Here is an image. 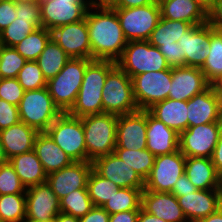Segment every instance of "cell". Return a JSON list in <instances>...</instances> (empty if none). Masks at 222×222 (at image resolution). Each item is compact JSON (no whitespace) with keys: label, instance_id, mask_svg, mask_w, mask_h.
Masks as SVG:
<instances>
[{"label":"cell","instance_id":"24","mask_svg":"<svg viewBox=\"0 0 222 222\" xmlns=\"http://www.w3.org/2000/svg\"><path fill=\"white\" fill-rule=\"evenodd\" d=\"M148 149L155 157L167 155L179 150V134L147 111L146 129Z\"/></svg>","mask_w":222,"mask_h":222},{"label":"cell","instance_id":"20","mask_svg":"<svg viewBox=\"0 0 222 222\" xmlns=\"http://www.w3.org/2000/svg\"><path fill=\"white\" fill-rule=\"evenodd\" d=\"M93 169L102 177L111 180L121 188H144V181L115 153L96 158Z\"/></svg>","mask_w":222,"mask_h":222},{"label":"cell","instance_id":"46","mask_svg":"<svg viewBox=\"0 0 222 222\" xmlns=\"http://www.w3.org/2000/svg\"><path fill=\"white\" fill-rule=\"evenodd\" d=\"M17 18L30 19V23H38L42 27L40 3H17Z\"/></svg>","mask_w":222,"mask_h":222},{"label":"cell","instance_id":"39","mask_svg":"<svg viewBox=\"0 0 222 222\" xmlns=\"http://www.w3.org/2000/svg\"><path fill=\"white\" fill-rule=\"evenodd\" d=\"M39 27L38 23H30V19L16 18L0 32V43L2 46L14 47Z\"/></svg>","mask_w":222,"mask_h":222},{"label":"cell","instance_id":"12","mask_svg":"<svg viewBox=\"0 0 222 222\" xmlns=\"http://www.w3.org/2000/svg\"><path fill=\"white\" fill-rule=\"evenodd\" d=\"M221 128L222 122L188 127L179 135V150L185 157L211 158Z\"/></svg>","mask_w":222,"mask_h":222},{"label":"cell","instance_id":"15","mask_svg":"<svg viewBox=\"0 0 222 222\" xmlns=\"http://www.w3.org/2000/svg\"><path fill=\"white\" fill-rule=\"evenodd\" d=\"M51 39L64 50L70 58L91 59V45L85 18L51 30Z\"/></svg>","mask_w":222,"mask_h":222},{"label":"cell","instance_id":"59","mask_svg":"<svg viewBox=\"0 0 222 222\" xmlns=\"http://www.w3.org/2000/svg\"><path fill=\"white\" fill-rule=\"evenodd\" d=\"M213 86L222 100V77L217 82H215Z\"/></svg>","mask_w":222,"mask_h":222},{"label":"cell","instance_id":"62","mask_svg":"<svg viewBox=\"0 0 222 222\" xmlns=\"http://www.w3.org/2000/svg\"><path fill=\"white\" fill-rule=\"evenodd\" d=\"M113 0H100V5L102 4H110Z\"/></svg>","mask_w":222,"mask_h":222},{"label":"cell","instance_id":"56","mask_svg":"<svg viewBox=\"0 0 222 222\" xmlns=\"http://www.w3.org/2000/svg\"><path fill=\"white\" fill-rule=\"evenodd\" d=\"M56 222H79V218L60 212L56 216Z\"/></svg>","mask_w":222,"mask_h":222},{"label":"cell","instance_id":"58","mask_svg":"<svg viewBox=\"0 0 222 222\" xmlns=\"http://www.w3.org/2000/svg\"><path fill=\"white\" fill-rule=\"evenodd\" d=\"M8 162H9V159L6 156L4 147L2 146L1 141H0V165L6 164Z\"/></svg>","mask_w":222,"mask_h":222},{"label":"cell","instance_id":"2","mask_svg":"<svg viewBox=\"0 0 222 222\" xmlns=\"http://www.w3.org/2000/svg\"><path fill=\"white\" fill-rule=\"evenodd\" d=\"M199 26L161 17L147 41L159 49L170 68L188 66L189 37Z\"/></svg>","mask_w":222,"mask_h":222},{"label":"cell","instance_id":"6","mask_svg":"<svg viewBox=\"0 0 222 222\" xmlns=\"http://www.w3.org/2000/svg\"><path fill=\"white\" fill-rule=\"evenodd\" d=\"M116 65L131 79L146 72L170 69L166 58L147 40L128 41Z\"/></svg>","mask_w":222,"mask_h":222},{"label":"cell","instance_id":"57","mask_svg":"<svg viewBox=\"0 0 222 222\" xmlns=\"http://www.w3.org/2000/svg\"><path fill=\"white\" fill-rule=\"evenodd\" d=\"M199 5H201L207 12H209L215 3V0H194Z\"/></svg>","mask_w":222,"mask_h":222},{"label":"cell","instance_id":"16","mask_svg":"<svg viewBox=\"0 0 222 222\" xmlns=\"http://www.w3.org/2000/svg\"><path fill=\"white\" fill-rule=\"evenodd\" d=\"M147 110H138L117 118L116 147L145 150L147 145Z\"/></svg>","mask_w":222,"mask_h":222},{"label":"cell","instance_id":"32","mask_svg":"<svg viewBox=\"0 0 222 222\" xmlns=\"http://www.w3.org/2000/svg\"><path fill=\"white\" fill-rule=\"evenodd\" d=\"M70 59L67 53L55 41L50 39L36 62L48 81L59 74Z\"/></svg>","mask_w":222,"mask_h":222},{"label":"cell","instance_id":"48","mask_svg":"<svg viewBox=\"0 0 222 222\" xmlns=\"http://www.w3.org/2000/svg\"><path fill=\"white\" fill-rule=\"evenodd\" d=\"M197 190H198L197 187L193 185V183L184 173L178 178L170 193H172L176 197H179V196H184L185 194L188 193H194Z\"/></svg>","mask_w":222,"mask_h":222},{"label":"cell","instance_id":"41","mask_svg":"<svg viewBox=\"0 0 222 222\" xmlns=\"http://www.w3.org/2000/svg\"><path fill=\"white\" fill-rule=\"evenodd\" d=\"M27 60L13 47L0 46V79L16 78Z\"/></svg>","mask_w":222,"mask_h":222},{"label":"cell","instance_id":"26","mask_svg":"<svg viewBox=\"0 0 222 222\" xmlns=\"http://www.w3.org/2000/svg\"><path fill=\"white\" fill-rule=\"evenodd\" d=\"M39 132L19 122L0 131V141L8 159L33 150L34 140Z\"/></svg>","mask_w":222,"mask_h":222},{"label":"cell","instance_id":"1","mask_svg":"<svg viewBox=\"0 0 222 222\" xmlns=\"http://www.w3.org/2000/svg\"><path fill=\"white\" fill-rule=\"evenodd\" d=\"M90 5L102 8L100 14L86 12L85 15L91 45V60L116 62L128 42L124 37L116 11L109 4L100 5L92 2Z\"/></svg>","mask_w":222,"mask_h":222},{"label":"cell","instance_id":"18","mask_svg":"<svg viewBox=\"0 0 222 222\" xmlns=\"http://www.w3.org/2000/svg\"><path fill=\"white\" fill-rule=\"evenodd\" d=\"M188 127L222 122V100L211 85L187 101Z\"/></svg>","mask_w":222,"mask_h":222},{"label":"cell","instance_id":"27","mask_svg":"<svg viewBox=\"0 0 222 222\" xmlns=\"http://www.w3.org/2000/svg\"><path fill=\"white\" fill-rule=\"evenodd\" d=\"M38 159L47 175L70 166L73 160L52 140L46 132H39L34 140Z\"/></svg>","mask_w":222,"mask_h":222},{"label":"cell","instance_id":"29","mask_svg":"<svg viewBox=\"0 0 222 222\" xmlns=\"http://www.w3.org/2000/svg\"><path fill=\"white\" fill-rule=\"evenodd\" d=\"M147 111L179 135L188 128L187 101L167 98L156 103Z\"/></svg>","mask_w":222,"mask_h":222},{"label":"cell","instance_id":"52","mask_svg":"<svg viewBox=\"0 0 222 222\" xmlns=\"http://www.w3.org/2000/svg\"><path fill=\"white\" fill-rule=\"evenodd\" d=\"M139 210H129L110 215L109 222H137Z\"/></svg>","mask_w":222,"mask_h":222},{"label":"cell","instance_id":"14","mask_svg":"<svg viewBox=\"0 0 222 222\" xmlns=\"http://www.w3.org/2000/svg\"><path fill=\"white\" fill-rule=\"evenodd\" d=\"M87 12L83 0H41L40 15L42 27L49 31L81 21Z\"/></svg>","mask_w":222,"mask_h":222},{"label":"cell","instance_id":"4","mask_svg":"<svg viewBox=\"0 0 222 222\" xmlns=\"http://www.w3.org/2000/svg\"><path fill=\"white\" fill-rule=\"evenodd\" d=\"M83 123L87 162L114 153L118 115L110 113L80 117Z\"/></svg>","mask_w":222,"mask_h":222},{"label":"cell","instance_id":"11","mask_svg":"<svg viewBox=\"0 0 222 222\" xmlns=\"http://www.w3.org/2000/svg\"><path fill=\"white\" fill-rule=\"evenodd\" d=\"M172 68L146 72L132 78L133 96L139 110H148L156 103L169 98Z\"/></svg>","mask_w":222,"mask_h":222},{"label":"cell","instance_id":"53","mask_svg":"<svg viewBox=\"0 0 222 222\" xmlns=\"http://www.w3.org/2000/svg\"><path fill=\"white\" fill-rule=\"evenodd\" d=\"M211 161L217 172L222 176V128L219 134L217 145L215 146L211 156Z\"/></svg>","mask_w":222,"mask_h":222},{"label":"cell","instance_id":"40","mask_svg":"<svg viewBox=\"0 0 222 222\" xmlns=\"http://www.w3.org/2000/svg\"><path fill=\"white\" fill-rule=\"evenodd\" d=\"M26 217V198L22 194L0 195V219L3 222H20Z\"/></svg>","mask_w":222,"mask_h":222},{"label":"cell","instance_id":"36","mask_svg":"<svg viewBox=\"0 0 222 222\" xmlns=\"http://www.w3.org/2000/svg\"><path fill=\"white\" fill-rule=\"evenodd\" d=\"M114 153L145 181L154 165L155 156L148 150H130L124 148H115Z\"/></svg>","mask_w":222,"mask_h":222},{"label":"cell","instance_id":"37","mask_svg":"<svg viewBox=\"0 0 222 222\" xmlns=\"http://www.w3.org/2000/svg\"><path fill=\"white\" fill-rule=\"evenodd\" d=\"M120 187L100 176L94 169L89 174L87 189L94 206L102 207Z\"/></svg>","mask_w":222,"mask_h":222},{"label":"cell","instance_id":"21","mask_svg":"<svg viewBox=\"0 0 222 222\" xmlns=\"http://www.w3.org/2000/svg\"><path fill=\"white\" fill-rule=\"evenodd\" d=\"M169 98L176 101H188L193 96L207 90L211 84L197 67H173Z\"/></svg>","mask_w":222,"mask_h":222},{"label":"cell","instance_id":"49","mask_svg":"<svg viewBox=\"0 0 222 222\" xmlns=\"http://www.w3.org/2000/svg\"><path fill=\"white\" fill-rule=\"evenodd\" d=\"M110 214L103 208L93 206V208L83 217L79 218V222H109Z\"/></svg>","mask_w":222,"mask_h":222},{"label":"cell","instance_id":"63","mask_svg":"<svg viewBox=\"0 0 222 222\" xmlns=\"http://www.w3.org/2000/svg\"><path fill=\"white\" fill-rule=\"evenodd\" d=\"M220 189H221V192H222V176H221V188Z\"/></svg>","mask_w":222,"mask_h":222},{"label":"cell","instance_id":"5","mask_svg":"<svg viewBox=\"0 0 222 222\" xmlns=\"http://www.w3.org/2000/svg\"><path fill=\"white\" fill-rule=\"evenodd\" d=\"M91 61L85 58H71L59 74L47 81L48 92L62 113H67L74 105L85 69Z\"/></svg>","mask_w":222,"mask_h":222},{"label":"cell","instance_id":"17","mask_svg":"<svg viewBox=\"0 0 222 222\" xmlns=\"http://www.w3.org/2000/svg\"><path fill=\"white\" fill-rule=\"evenodd\" d=\"M92 169V162H73L70 166L47 175L46 182L60 200L74 190L87 189Z\"/></svg>","mask_w":222,"mask_h":222},{"label":"cell","instance_id":"3","mask_svg":"<svg viewBox=\"0 0 222 222\" xmlns=\"http://www.w3.org/2000/svg\"><path fill=\"white\" fill-rule=\"evenodd\" d=\"M116 66L110 60H92L85 69L76 101L67 112L74 117L103 113L102 93L108 73Z\"/></svg>","mask_w":222,"mask_h":222},{"label":"cell","instance_id":"9","mask_svg":"<svg viewBox=\"0 0 222 222\" xmlns=\"http://www.w3.org/2000/svg\"><path fill=\"white\" fill-rule=\"evenodd\" d=\"M103 113L115 115L138 111L132 79L117 65L108 73L102 93Z\"/></svg>","mask_w":222,"mask_h":222},{"label":"cell","instance_id":"43","mask_svg":"<svg viewBox=\"0 0 222 222\" xmlns=\"http://www.w3.org/2000/svg\"><path fill=\"white\" fill-rule=\"evenodd\" d=\"M25 186L8 162L0 165V195L21 194Z\"/></svg>","mask_w":222,"mask_h":222},{"label":"cell","instance_id":"50","mask_svg":"<svg viewBox=\"0 0 222 222\" xmlns=\"http://www.w3.org/2000/svg\"><path fill=\"white\" fill-rule=\"evenodd\" d=\"M208 23L218 31H222V0H215L213 8L208 12Z\"/></svg>","mask_w":222,"mask_h":222},{"label":"cell","instance_id":"13","mask_svg":"<svg viewBox=\"0 0 222 222\" xmlns=\"http://www.w3.org/2000/svg\"><path fill=\"white\" fill-rule=\"evenodd\" d=\"M185 159V155L180 150L155 157L153 168L144 181V189L171 192L178 178L184 174Z\"/></svg>","mask_w":222,"mask_h":222},{"label":"cell","instance_id":"35","mask_svg":"<svg viewBox=\"0 0 222 222\" xmlns=\"http://www.w3.org/2000/svg\"><path fill=\"white\" fill-rule=\"evenodd\" d=\"M51 39V31L39 27L13 48L27 61H36Z\"/></svg>","mask_w":222,"mask_h":222},{"label":"cell","instance_id":"45","mask_svg":"<svg viewBox=\"0 0 222 222\" xmlns=\"http://www.w3.org/2000/svg\"><path fill=\"white\" fill-rule=\"evenodd\" d=\"M19 122L18 106L0 99V131Z\"/></svg>","mask_w":222,"mask_h":222},{"label":"cell","instance_id":"47","mask_svg":"<svg viewBox=\"0 0 222 222\" xmlns=\"http://www.w3.org/2000/svg\"><path fill=\"white\" fill-rule=\"evenodd\" d=\"M16 18V3L13 0H0V32Z\"/></svg>","mask_w":222,"mask_h":222},{"label":"cell","instance_id":"19","mask_svg":"<svg viewBox=\"0 0 222 222\" xmlns=\"http://www.w3.org/2000/svg\"><path fill=\"white\" fill-rule=\"evenodd\" d=\"M26 196L27 220L46 221L61 212L59 198L47 182L30 187Z\"/></svg>","mask_w":222,"mask_h":222},{"label":"cell","instance_id":"10","mask_svg":"<svg viewBox=\"0 0 222 222\" xmlns=\"http://www.w3.org/2000/svg\"><path fill=\"white\" fill-rule=\"evenodd\" d=\"M113 9L116 11L127 41L148 40L161 18L158 0L145 6Z\"/></svg>","mask_w":222,"mask_h":222},{"label":"cell","instance_id":"22","mask_svg":"<svg viewBox=\"0 0 222 222\" xmlns=\"http://www.w3.org/2000/svg\"><path fill=\"white\" fill-rule=\"evenodd\" d=\"M212 190H214V195L209 193V190L198 189L194 193L176 197L185 217L190 218V222H197L216 212L222 206L221 189Z\"/></svg>","mask_w":222,"mask_h":222},{"label":"cell","instance_id":"30","mask_svg":"<svg viewBox=\"0 0 222 222\" xmlns=\"http://www.w3.org/2000/svg\"><path fill=\"white\" fill-rule=\"evenodd\" d=\"M9 163L24 186L30 188L47 180V174L34 150L13 156Z\"/></svg>","mask_w":222,"mask_h":222},{"label":"cell","instance_id":"54","mask_svg":"<svg viewBox=\"0 0 222 222\" xmlns=\"http://www.w3.org/2000/svg\"><path fill=\"white\" fill-rule=\"evenodd\" d=\"M137 222H166V221L154 215H151L146 211H144L142 208H140Z\"/></svg>","mask_w":222,"mask_h":222},{"label":"cell","instance_id":"8","mask_svg":"<svg viewBox=\"0 0 222 222\" xmlns=\"http://www.w3.org/2000/svg\"><path fill=\"white\" fill-rule=\"evenodd\" d=\"M45 132L73 162L87 161L84 129L80 117L61 113Z\"/></svg>","mask_w":222,"mask_h":222},{"label":"cell","instance_id":"25","mask_svg":"<svg viewBox=\"0 0 222 222\" xmlns=\"http://www.w3.org/2000/svg\"><path fill=\"white\" fill-rule=\"evenodd\" d=\"M161 17L192 25L208 23V12L194 0H158Z\"/></svg>","mask_w":222,"mask_h":222},{"label":"cell","instance_id":"28","mask_svg":"<svg viewBox=\"0 0 222 222\" xmlns=\"http://www.w3.org/2000/svg\"><path fill=\"white\" fill-rule=\"evenodd\" d=\"M184 173L199 190L221 188V175L215 169L211 158L186 157Z\"/></svg>","mask_w":222,"mask_h":222},{"label":"cell","instance_id":"33","mask_svg":"<svg viewBox=\"0 0 222 222\" xmlns=\"http://www.w3.org/2000/svg\"><path fill=\"white\" fill-rule=\"evenodd\" d=\"M209 47L210 53L200 69L213 85L222 77V31L214 29L211 32Z\"/></svg>","mask_w":222,"mask_h":222},{"label":"cell","instance_id":"60","mask_svg":"<svg viewBox=\"0 0 222 222\" xmlns=\"http://www.w3.org/2000/svg\"><path fill=\"white\" fill-rule=\"evenodd\" d=\"M16 4L17 3H40L41 0H13Z\"/></svg>","mask_w":222,"mask_h":222},{"label":"cell","instance_id":"61","mask_svg":"<svg viewBox=\"0 0 222 222\" xmlns=\"http://www.w3.org/2000/svg\"><path fill=\"white\" fill-rule=\"evenodd\" d=\"M26 222H56V218H52L46 221H33V220H27Z\"/></svg>","mask_w":222,"mask_h":222},{"label":"cell","instance_id":"7","mask_svg":"<svg viewBox=\"0 0 222 222\" xmlns=\"http://www.w3.org/2000/svg\"><path fill=\"white\" fill-rule=\"evenodd\" d=\"M20 121L45 132L55 119L62 113L54 104L47 87L27 90L18 104Z\"/></svg>","mask_w":222,"mask_h":222},{"label":"cell","instance_id":"23","mask_svg":"<svg viewBox=\"0 0 222 222\" xmlns=\"http://www.w3.org/2000/svg\"><path fill=\"white\" fill-rule=\"evenodd\" d=\"M141 208L166 222H183L186 218L176 196L170 192L144 189L141 194Z\"/></svg>","mask_w":222,"mask_h":222},{"label":"cell","instance_id":"38","mask_svg":"<svg viewBox=\"0 0 222 222\" xmlns=\"http://www.w3.org/2000/svg\"><path fill=\"white\" fill-rule=\"evenodd\" d=\"M59 201L61 212L76 218L83 217L94 206L89 197L88 189L74 190Z\"/></svg>","mask_w":222,"mask_h":222},{"label":"cell","instance_id":"55","mask_svg":"<svg viewBox=\"0 0 222 222\" xmlns=\"http://www.w3.org/2000/svg\"><path fill=\"white\" fill-rule=\"evenodd\" d=\"M197 222H222V206L216 212L198 220Z\"/></svg>","mask_w":222,"mask_h":222},{"label":"cell","instance_id":"51","mask_svg":"<svg viewBox=\"0 0 222 222\" xmlns=\"http://www.w3.org/2000/svg\"><path fill=\"white\" fill-rule=\"evenodd\" d=\"M157 0H113L109 5L112 8H134L153 4Z\"/></svg>","mask_w":222,"mask_h":222},{"label":"cell","instance_id":"42","mask_svg":"<svg viewBox=\"0 0 222 222\" xmlns=\"http://www.w3.org/2000/svg\"><path fill=\"white\" fill-rule=\"evenodd\" d=\"M16 79L25 91L41 89L47 85V80L36 61H27Z\"/></svg>","mask_w":222,"mask_h":222},{"label":"cell","instance_id":"31","mask_svg":"<svg viewBox=\"0 0 222 222\" xmlns=\"http://www.w3.org/2000/svg\"><path fill=\"white\" fill-rule=\"evenodd\" d=\"M214 28L209 24L200 25L189 37L188 67L201 68L210 53L209 42Z\"/></svg>","mask_w":222,"mask_h":222},{"label":"cell","instance_id":"44","mask_svg":"<svg viewBox=\"0 0 222 222\" xmlns=\"http://www.w3.org/2000/svg\"><path fill=\"white\" fill-rule=\"evenodd\" d=\"M25 90L16 78L0 79V99L18 106Z\"/></svg>","mask_w":222,"mask_h":222},{"label":"cell","instance_id":"34","mask_svg":"<svg viewBox=\"0 0 222 222\" xmlns=\"http://www.w3.org/2000/svg\"><path fill=\"white\" fill-rule=\"evenodd\" d=\"M144 188H119L102 206L110 215L129 210H140Z\"/></svg>","mask_w":222,"mask_h":222}]
</instances>
